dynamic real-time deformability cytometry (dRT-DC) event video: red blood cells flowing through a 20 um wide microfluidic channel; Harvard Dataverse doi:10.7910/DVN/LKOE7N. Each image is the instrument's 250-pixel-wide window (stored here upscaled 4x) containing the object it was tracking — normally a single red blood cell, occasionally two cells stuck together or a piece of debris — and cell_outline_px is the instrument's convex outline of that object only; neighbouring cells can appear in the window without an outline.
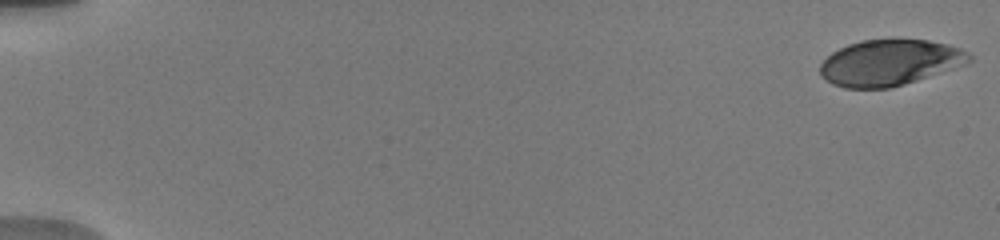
{"species": "human", "species_latin": "Homo sapiens", "temperature_condition": "warm", "stored_images_in_passage": 24, "camera_frame_rate_fps": 3000, "um_per_image_px": 0.085, "donor": {"sex": "male"}, "frame": {"image": 1, "passage_image": 1, "time_ms": 0.0, "image_size_px": [1000, 240], "cell_outline_px": [[972, 60], [964, 64], [892, 88], [844, 88], [832, 84], [820, 76], [820, 64], [832, 52], [848, 44], [860, 40], [892, 36], [928, 40], [948, 44], [960, 48], [968, 52], [972, 56]], "centroid_in_image_um": [75.6, 5.28], "position_along_channel_um": 9.4, "area_um2": 40.63}}
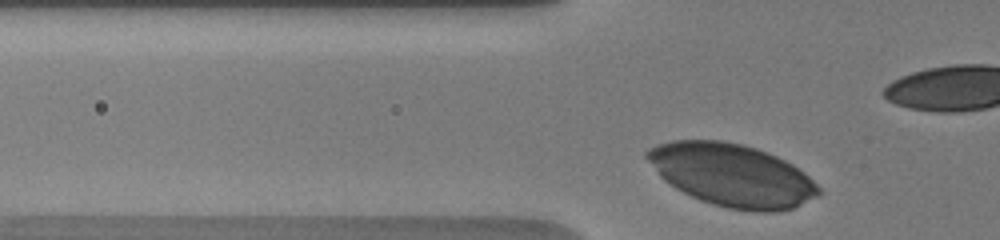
{"frame": {"image": 2, "passage_image": 11, "time_ms": 4.667, "image_size_px": [1000, 240], "cell_outline_px": [[824, 192], [820, 196], [792, 208], [776, 212], [752, 212], [728, 208], [712, 204], [700, 200], [676, 188], [664, 180], [660, 176], [644, 156], [644, 152], [648, 148], [656, 144], [672, 140], [724, 140], [744, 144], [768, 152], [792, 164], [804, 172]], "centroid_in_image_um": [62.23, 14.88], "position_along_channel_um": 63.6, "area_um2": 62.94}}